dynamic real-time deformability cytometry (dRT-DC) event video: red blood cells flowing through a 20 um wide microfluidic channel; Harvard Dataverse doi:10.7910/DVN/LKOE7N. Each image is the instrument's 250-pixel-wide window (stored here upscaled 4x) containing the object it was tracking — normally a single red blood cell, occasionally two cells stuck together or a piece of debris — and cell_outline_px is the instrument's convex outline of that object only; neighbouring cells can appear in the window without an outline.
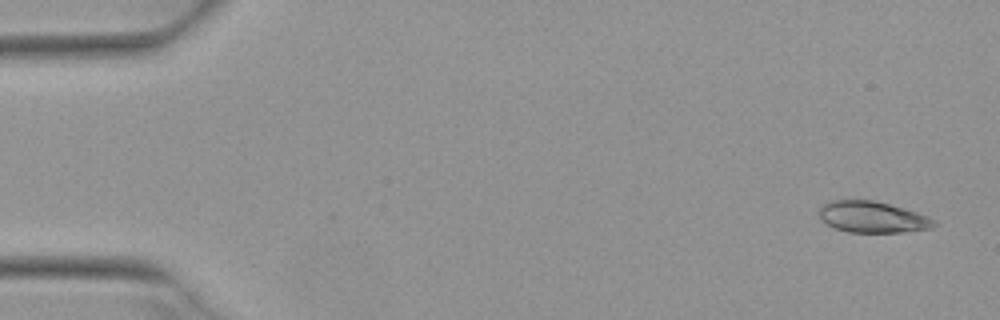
{"species": "Egyptian fruit bat (a non-hibernating species)", "species_latin": "Rousettus aegyptiacus", "temperature_condition": "warm", "stored_images_in_passage": 6, "camera_frame_rate_fps": 3000, "um_per_image_px": 0.085, "animal": {"sex": "female"}, "frame": {"image": 1, "passage_image": 1, "time_ms": 0.0, "image_size_px": [1000, 320], "cell_outline_px": [[936, 224], [932, 228], [900, 232], [848, 232], [836, 228], [820, 220], [820, 208], [824, 204], [832, 200], [872, 200], [904, 208], [928, 216]], "centroid_in_image_um": [74.14, 18.45], "position_along_channel_um": 10.9, "area_um2": 20.63}}
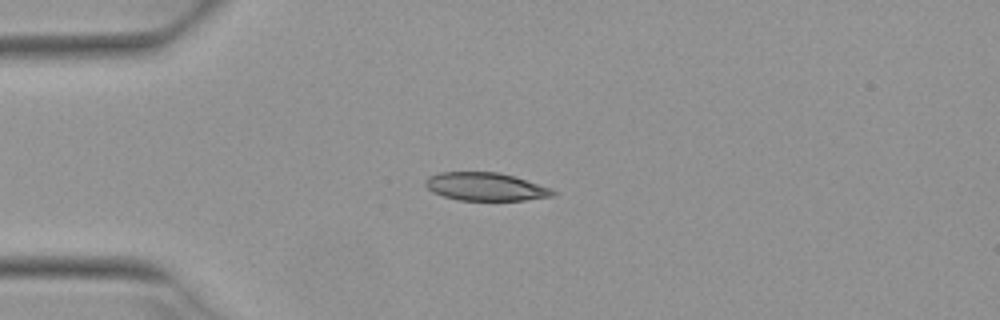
{"frame": {"image": 2, "passage_image": 4, "time_ms": 1.0, "image_size_px": [1000, 320], "cell_outline_px": [[556, 192], [552, 196], [524, 200], [456, 200], [432, 192], [424, 184], [424, 180], [428, 176], [440, 172], [500, 172], [552, 188]], "centroid_in_image_um": [41.24, 15.86], "position_along_channel_um": 43.8, "area_um2": 20.87}}
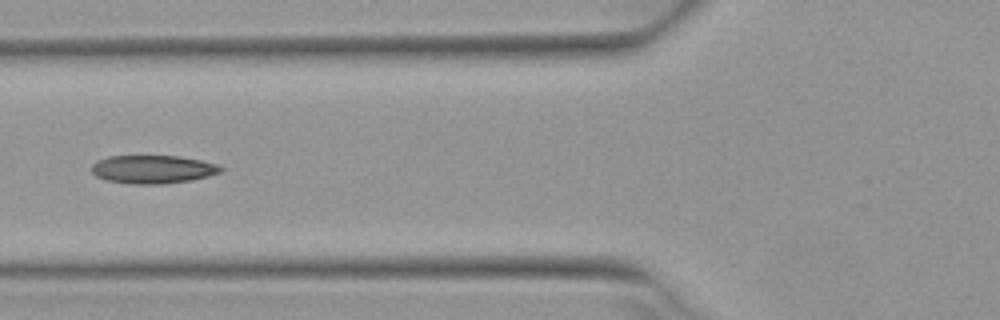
{"frame": {"image": 3, "passage_image": 6, "time_ms": 1.667, "image_size_px": [1000, 320], "cell_outline_px": [[224, 168], [220, 172], [208, 176], [188, 180], [164, 184], [132, 184], [108, 180], [96, 176], [92, 172], [92, 164], [96, 160], [108, 156], [176, 156], [200, 160], [216, 164]], "centroid_in_image_um": [12.96, 14.39], "position_along_channel_um": 112.8, "area_um2": 21.1}}